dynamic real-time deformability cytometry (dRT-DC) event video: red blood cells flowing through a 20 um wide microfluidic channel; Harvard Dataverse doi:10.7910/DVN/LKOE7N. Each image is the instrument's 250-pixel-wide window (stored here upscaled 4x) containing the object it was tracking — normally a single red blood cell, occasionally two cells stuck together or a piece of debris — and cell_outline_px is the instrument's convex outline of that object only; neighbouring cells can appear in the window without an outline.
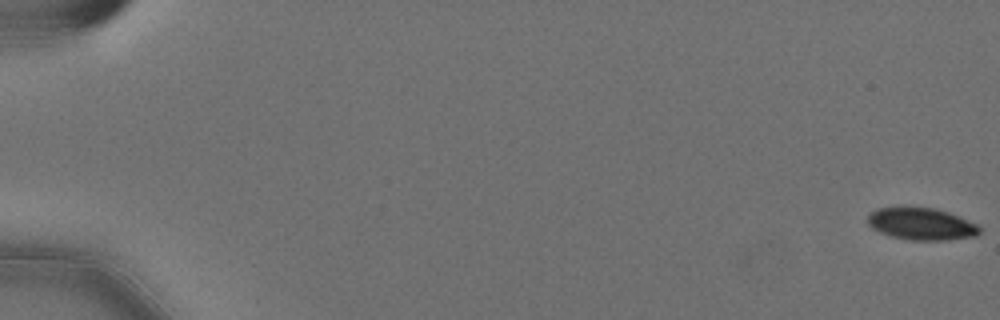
{"species": "Egyptian fruit bat (a non-hibernating species)", "species_latin": "Rousettus aegyptiacus", "temperature_condition": "cold", "stored_images_in_passage": 58, "camera_frame_rate_fps": 3000, "um_per_image_px": 0.085, "animal": {"sex": "female"}, "frame": {"image": 1, "passage_image": 1, "time_ms": 0.0, "image_size_px": [1000, 320], "cell_outline_px": [[980, 232], [976, 236], [948, 240], [908, 240], [892, 236], [880, 232], [872, 228], [868, 224], [868, 216], [876, 208], [896, 204], [932, 208], [948, 212], [980, 224]], "centroid_in_image_um": [78.3, 18.99], "position_along_channel_um": 6.7, "area_um2": 21.62}}
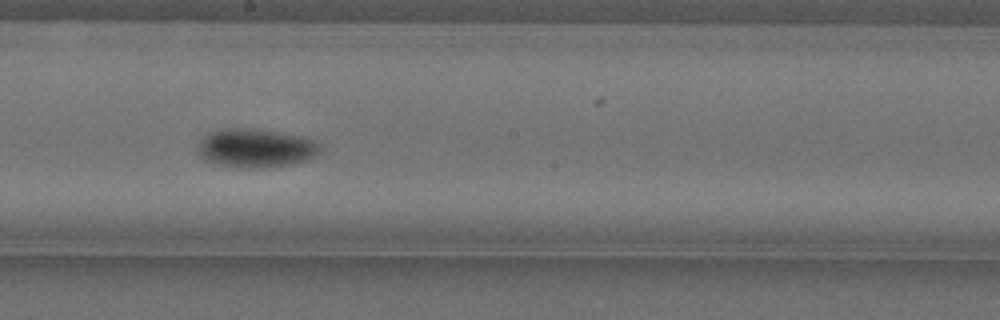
{"frame": {"image": 2, "passage_image": 34, "time_ms": 11.0, "image_size_px": [1000, 320], "cell_outline_px": [[324, 148], [316, 156], [308, 160], [292, 164], [268, 168], [236, 168], [204, 160], [196, 152], [196, 148], [208, 132], [220, 128], [244, 128], [300, 136], [312, 140], [320, 144]], "centroid_in_image_um": [21.73, 12.61], "position_along_channel_um": 226.5, "area_um2": 27.8}}
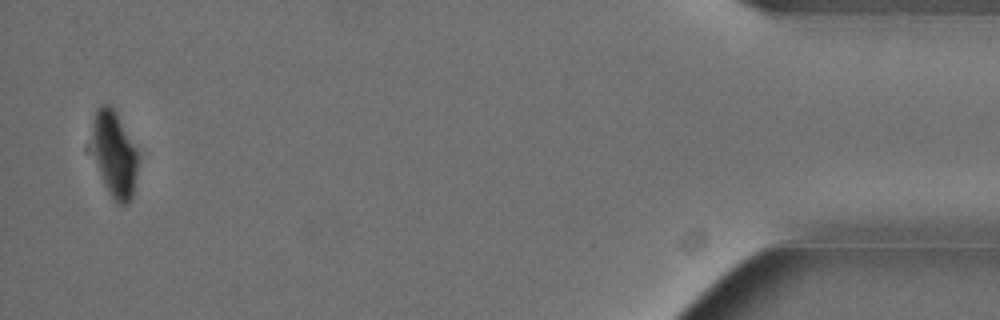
{"frame": {"image": 3, "passage_image": 57, "time_ms": 18.667, "image_size_px": [1000, 320], "cell_outline_px": [[140, 160], [132, 196], [128, 204], [116, 204], [112, 200], [104, 184], [96, 160], [92, 136], [92, 124], [96, 108], [100, 104], [108, 104], [116, 112], [140, 152]], "centroid_in_image_um": [9.78, 13.11], "position_along_channel_um": 425.4, "area_um2": 23.35}, "authors_computed_cell_mechanics": {"area_um2": 24.5072, "velocity_mm_per_s": 3.578, "shape_relaxation_time_tau1_ms": 2.6773, "shape_relaxation_time_tau2_ms": null, "deformation_change_tau1": 0.1231, "deformation_change_tau2": null}}